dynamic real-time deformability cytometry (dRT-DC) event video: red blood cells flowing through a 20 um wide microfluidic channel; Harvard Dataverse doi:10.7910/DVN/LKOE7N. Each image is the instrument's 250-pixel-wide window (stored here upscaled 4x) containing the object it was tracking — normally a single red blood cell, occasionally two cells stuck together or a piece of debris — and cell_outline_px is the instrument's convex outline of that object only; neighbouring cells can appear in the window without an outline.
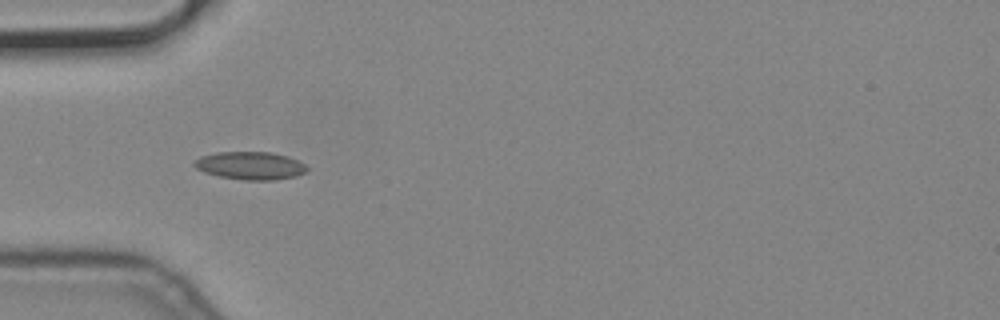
{"species": "common noctule bat (a hibernating species)", "species_latin": "Nyctalus noctula", "temperature_condition": "cold", "stored_images_in_passage": 10, "camera_frame_rate_fps": 3000, "um_per_image_px": 0.085, "animal": {"sex": "male", "body_mass_g": 19.2, "forearm_length_mm": 51.8}, "frame": {"image": 1, "passage_image": 4, "time_ms": 1.0, "image_size_px": [1000, 320], "cell_outline_px": [[308, 168], [304, 172], [296, 176], [276, 180], [244, 180], [220, 176], [204, 172], [196, 168], [192, 164], [200, 156], [216, 152], [272, 152], [288, 156], [304, 164]], "centroid_in_image_um": [21.26, 14.07], "position_along_channel_um": 63.7, "area_um2": 18.26}}
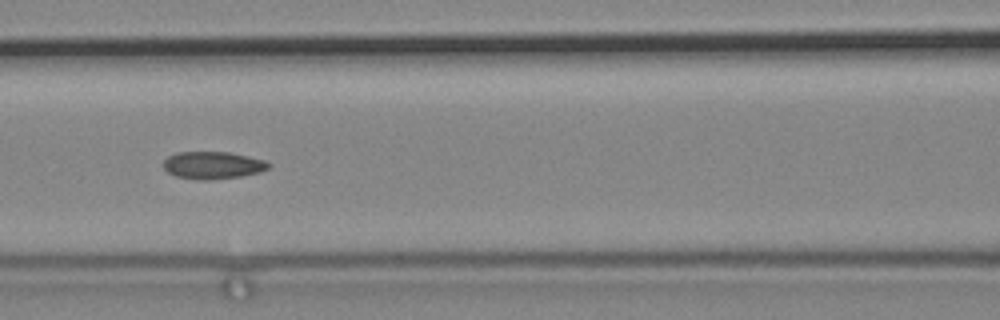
{"frame": {"image": 2, "passage_image": 6, "time_ms": 1.667, "image_size_px": [1000, 320], "cell_outline_px": [[272, 164], [268, 168], [260, 172], [240, 176], [208, 180], [200, 180], [176, 176], [168, 172], [164, 168], [164, 160], [168, 156], [176, 152], [228, 152], [248, 156], [264, 160]], "centroid_in_image_um": [18.09, 14.04], "position_along_channel_um": 148.5, "area_um2": 16.7}}
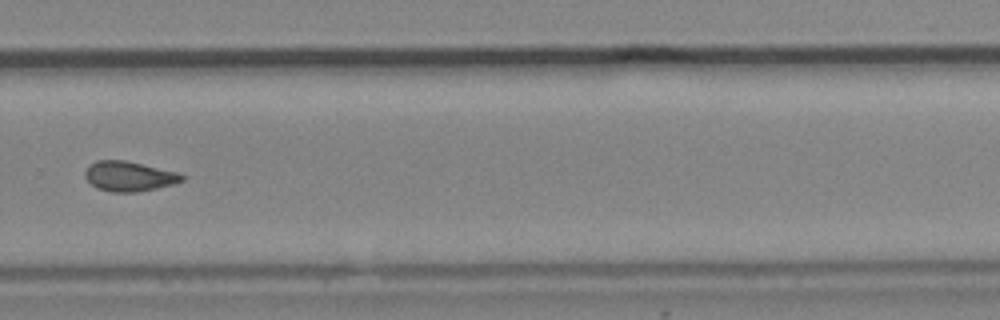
{"frame": {"image": 3, "passage_image": 10, "time_ms": 3.0, "image_size_px": [1000, 320], "cell_outline_px": [[184, 180], [172, 184], [156, 188], [136, 192], [112, 192], [96, 188], [84, 176], [84, 172], [88, 164], [96, 160], [124, 160], [176, 172], [184, 176]], "centroid_in_image_um": [10.91, 14.98], "position_along_channel_um": 318.9, "area_um2": 16.76}}